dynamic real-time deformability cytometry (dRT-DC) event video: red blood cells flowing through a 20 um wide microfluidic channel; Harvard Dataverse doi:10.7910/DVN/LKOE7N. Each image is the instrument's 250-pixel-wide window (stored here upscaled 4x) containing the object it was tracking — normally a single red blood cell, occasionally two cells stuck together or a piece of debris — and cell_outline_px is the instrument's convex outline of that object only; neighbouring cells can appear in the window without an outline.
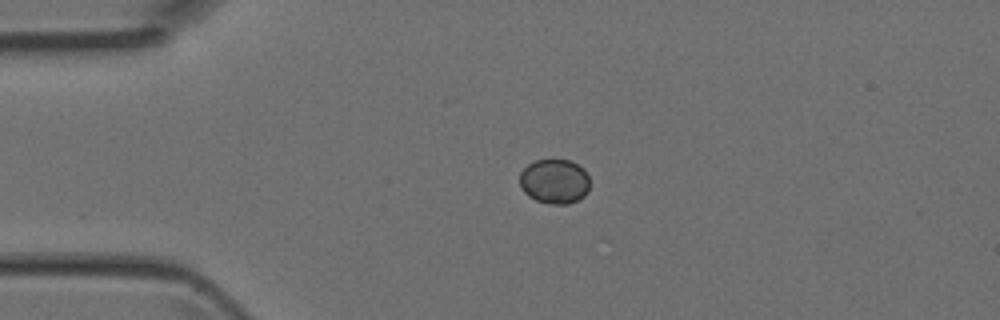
{"species": "Egyptian fruit bat (a non-hibernating species)", "species_latin": "Rousettus aegyptiacus", "temperature_condition": "room temperature", "stored_images_in_passage": 6, "camera_frame_rate_fps": 3000, "um_per_image_px": 0.085, "animal": {"sex": "female"}, "frame": {"image": 1, "passage_image": 4, "time_ms": 1.0, "image_size_px": [1000, 320], "cell_outline_px": [[588, 192], [584, 196], [568, 204], [552, 204], [536, 200], [528, 196], [520, 188], [520, 172], [528, 164], [536, 160], [568, 160], [584, 168], [588, 176]], "centroid_in_image_um": [47.12, 15.42], "position_along_channel_um": 37.9, "area_um2": 18.21}}
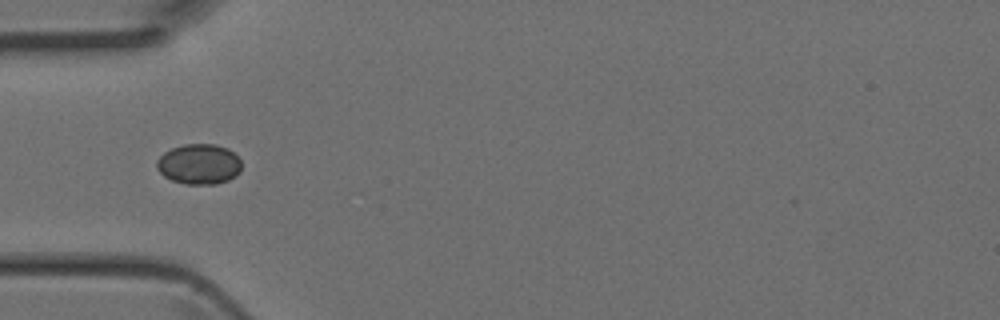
{"frame": {"image": 2, "passage_image": 5, "time_ms": 1.333, "image_size_px": [1000, 320], "cell_outline_px": [[240, 172], [236, 176], [228, 180], [216, 184], [184, 184], [172, 180], [164, 176], [156, 168], [156, 160], [164, 152], [172, 148], [184, 144], [216, 144], [228, 148], [240, 160]], "centroid_in_image_um": [16.9, 13.95], "position_along_channel_um": 68.1, "area_um2": 20.0}}
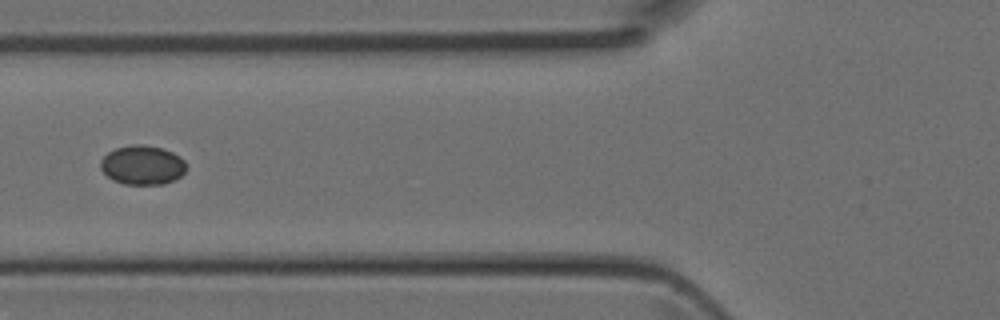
{"frame": {"image": 3, "passage_image": 6, "time_ms": 1.667, "image_size_px": [1000, 320], "cell_outline_px": [[184, 172], [180, 176], [164, 184], [124, 184], [112, 180], [100, 168], [100, 160], [108, 152], [116, 148], [132, 144], [144, 144], [160, 148], [172, 152], [180, 156], [184, 160]], "centroid_in_image_um": [12.07, 14.02], "position_along_channel_um": 113.7, "area_um2": 19.48}}